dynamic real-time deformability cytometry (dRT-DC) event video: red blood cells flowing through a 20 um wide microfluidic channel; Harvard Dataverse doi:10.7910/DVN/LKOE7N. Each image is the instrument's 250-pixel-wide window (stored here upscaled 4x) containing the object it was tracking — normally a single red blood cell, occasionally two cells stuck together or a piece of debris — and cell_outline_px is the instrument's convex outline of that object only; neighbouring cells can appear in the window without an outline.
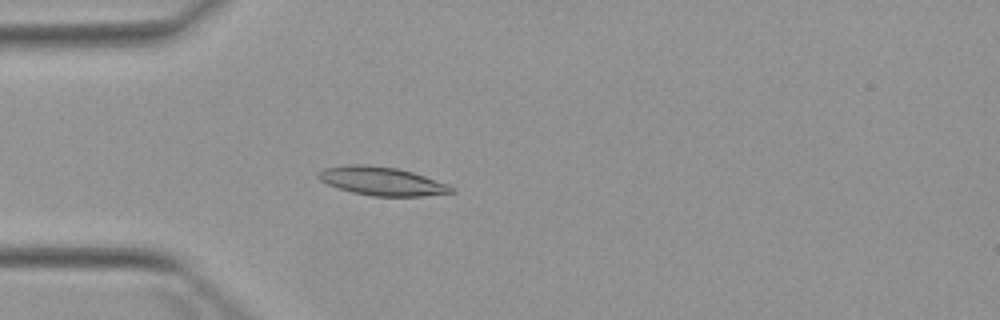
{"species": "Egyptian fruit bat (a non-hibernating species)", "species_latin": "Rousettus aegyptiacus", "temperature_condition": "warm", "stored_images_in_passage": 5, "camera_frame_rate_fps": 3000, "um_per_image_px": 0.085, "animal": {"sex": "female"}, "frame": {"image": 1, "passage_image": 5, "time_ms": 4.667, "image_size_px": [1000, 320], "cell_outline_px": [[456, 192], [424, 196], [372, 196], [352, 192], [328, 184], [320, 180], [316, 176], [324, 168], [348, 164], [364, 164], [396, 168], [412, 172], [448, 184]], "centroid_in_image_um": [32.45, 15.4], "position_along_channel_um": 52.5, "area_um2": 21.91}}